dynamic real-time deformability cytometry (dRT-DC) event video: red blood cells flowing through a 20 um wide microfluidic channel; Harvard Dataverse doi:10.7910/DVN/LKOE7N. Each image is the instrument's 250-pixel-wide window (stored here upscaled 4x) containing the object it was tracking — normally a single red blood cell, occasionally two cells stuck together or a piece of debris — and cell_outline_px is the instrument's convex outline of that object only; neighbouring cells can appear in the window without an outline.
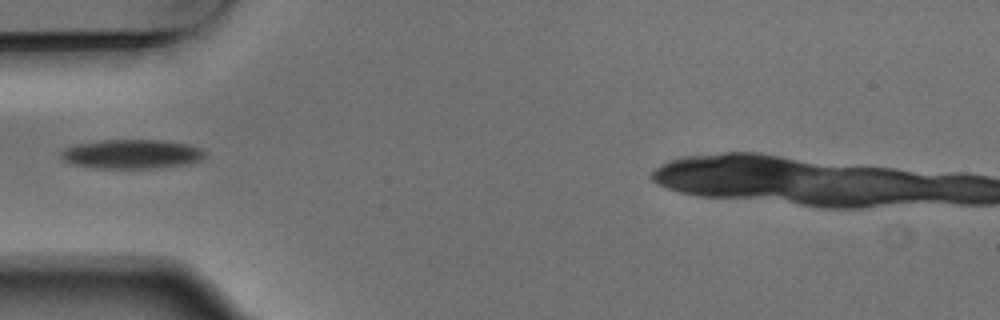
{"species": "Egyptian fruit bat (a non-hibernating species)", "species_latin": "Rousettus aegyptiacus", "temperature_condition": "warm", "stored_images_in_passage": 4, "camera_frame_rate_fps": 3000, "um_per_image_px": 0.085, "animal": {"sex": "male"}, "frame": {"image": 1, "passage_image": 4, "time_ms": 1.0, "image_size_px": [1000, 320], "cell_outline_px": [[208, 156], [204, 160], [188, 164], [156, 168], [100, 168], [72, 164], [64, 160], [60, 156], [60, 152], [64, 148], [76, 144], [104, 140], [164, 140], [188, 144], [200, 148], [208, 152]], "centroid_in_image_um": [11.28, 13.09], "position_along_channel_um": 73.7, "area_um2": 24.8}}